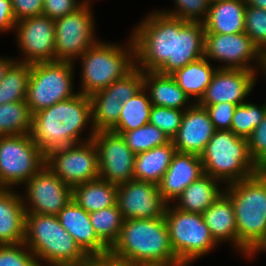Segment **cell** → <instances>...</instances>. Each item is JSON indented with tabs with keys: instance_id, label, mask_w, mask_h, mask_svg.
Here are the masks:
<instances>
[{
	"instance_id": "cell-1",
	"label": "cell",
	"mask_w": 266,
	"mask_h": 266,
	"mask_svg": "<svg viewBox=\"0 0 266 266\" xmlns=\"http://www.w3.org/2000/svg\"><path fill=\"white\" fill-rule=\"evenodd\" d=\"M136 67L171 75L204 56L205 28L160 11L150 12L134 27Z\"/></svg>"
},
{
	"instance_id": "cell-2",
	"label": "cell",
	"mask_w": 266,
	"mask_h": 266,
	"mask_svg": "<svg viewBox=\"0 0 266 266\" xmlns=\"http://www.w3.org/2000/svg\"><path fill=\"white\" fill-rule=\"evenodd\" d=\"M90 122L92 123L90 98L78 93L70 99L32 114L30 135L38 147L47 154L56 148L92 140L95 130L89 131L86 139L81 138L82 132Z\"/></svg>"
},
{
	"instance_id": "cell-3",
	"label": "cell",
	"mask_w": 266,
	"mask_h": 266,
	"mask_svg": "<svg viewBox=\"0 0 266 266\" xmlns=\"http://www.w3.org/2000/svg\"><path fill=\"white\" fill-rule=\"evenodd\" d=\"M108 255L133 265H183L171 247L164 217L124 220Z\"/></svg>"
},
{
	"instance_id": "cell-4",
	"label": "cell",
	"mask_w": 266,
	"mask_h": 266,
	"mask_svg": "<svg viewBox=\"0 0 266 266\" xmlns=\"http://www.w3.org/2000/svg\"><path fill=\"white\" fill-rule=\"evenodd\" d=\"M225 186L234 208L239 252L251 258L266 240V171Z\"/></svg>"
},
{
	"instance_id": "cell-5",
	"label": "cell",
	"mask_w": 266,
	"mask_h": 266,
	"mask_svg": "<svg viewBox=\"0 0 266 266\" xmlns=\"http://www.w3.org/2000/svg\"><path fill=\"white\" fill-rule=\"evenodd\" d=\"M24 244L39 266H70L89 259L55 215L26 213Z\"/></svg>"
},
{
	"instance_id": "cell-6",
	"label": "cell",
	"mask_w": 266,
	"mask_h": 266,
	"mask_svg": "<svg viewBox=\"0 0 266 266\" xmlns=\"http://www.w3.org/2000/svg\"><path fill=\"white\" fill-rule=\"evenodd\" d=\"M81 60V94L90 96L125 77L136 67L135 44L130 35L125 46L98 41L87 49Z\"/></svg>"
},
{
	"instance_id": "cell-7",
	"label": "cell",
	"mask_w": 266,
	"mask_h": 266,
	"mask_svg": "<svg viewBox=\"0 0 266 266\" xmlns=\"http://www.w3.org/2000/svg\"><path fill=\"white\" fill-rule=\"evenodd\" d=\"M204 174L230 184L248 179L261 170L253 162L247 139L230 130H215L200 155Z\"/></svg>"
},
{
	"instance_id": "cell-8",
	"label": "cell",
	"mask_w": 266,
	"mask_h": 266,
	"mask_svg": "<svg viewBox=\"0 0 266 266\" xmlns=\"http://www.w3.org/2000/svg\"><path fill=\"white\" fill-rule=\"evenodd\" d=\"M74 64L67 61H48L30 64L26 104L32 114L72 98Z\"/></svg>"
},
{
	"instance_id": "cell-9",
	"label": "cell",
	"mask_w": 266,
	"mask_h": 266,
	"mask_svg": "<svg viewBox=\"0 0 266 266\" xmlns=\"http://www.w3.org/2000/svg\"><path fill=\"white\" fill-rule=\"evenodd\" d=\"M164 219L177 259L186 266L219 245L211 236L203 215L181 211L168 204Z\"/></svg>"
},
{
	"instance_id": "cell-10",
	"label": "cell",
	"mask_w": 266,
	"mask_h": 266,
	"mask_svg": "<svg viewBox=\"0 0 266 266\" xmlns=\"http://www.w3.org/2000/svg\"><path fill=\"white\" fill-rule=\"evenodd\" d=\"M46 163L30 134L0 136V188L25 184Z\"/></svg>"
},
{
	"instance_id": "cell-11",
	"label": "cell",
	"mask_w": 266,
	"mask_h": 266,
	"mask_svg": "<svg viewBox=\"0 0 266 266\" xmlns=\"http://www.w3.org/2000/svg\"><path fill=\"white\" fill-rule=\"evenodd\" d=\"M91 2L84 3L75 12L69 13L55 23V61L74 63L99 40L95 38V20Z\"/></svg>"
},
{
	"instance_id": "cell-12",
	"label": "cell",
	"mask_w": 266,
	"mask_h": 266,
	"mask_svg": "<svg viewBox=\"0 0 266 266\" xmlns=\"http://www.w3.org/2000/svg\"><path fill=\"white\" fill-rule=\"evenodd\" d=\"M45 165L71 187L99 178L98 152L93 140L49 151Z\"/></svg>"
},
{
	"instance_id": "cell-13",
	"label": "cell",
	"mask_w": 266,
	"mask_h": 266,
	"mask_svg": "<svg viewBox=\"0 0 266 266\" xmlns=\"http://www.w3.org/2000/svg\"><path fill=\"white\" fill-rule=\"evenodd\" d=\"M204 56L208 60L221 62L218 69L263 70L262 52L244 33H205ZM254 60V61H253ZM257 66L251 63L255 62ZM224 63V64H223ZM261 67V68H260Z\"/></svg>"
},
{
	"instance_id": "cell-14",
	"label": "cell",
	"mask_w": 266,
	"mask_h": 266,
	"mask_svg": "<svg viewBox=\"0 0 266 266\" xmlns=\"http://www.w3.org/2000/svg\"><path fill=\"white\" fill-rule=\"evenodd\" d=\"M21 195L26 213L57 215L72 199V187L64 183L46 165L24 185Z\"/></svg>"
},
{
	"instance_id": "cell-15",
	"label": "cell",
	"mask_w": 266,
	"mask_h": 266,
	"mask_svg": "<svg viewBox=\"0 0 266 266\" xmlns=\"http://www.w3.org/2000/svg\"><path fill=\"white\" fill-rule=\"evenodd\" d=\"M98 152L99 178L120 185L134 179L135 154L120 134L98 131L92 138Z\"/></svg>"
},
{
	"instance_id": "cell-16",
	"label": "cell",
	"mask_w": 266,
	"mask_h": 266,
	"mask_svg": "<svg viewBox=\"0 0 266 266\" xmlns=\"http://www.w3.org/2000/svg\"><path fill=\"white\" fill-rule=\"evenodd\" d=\"M18 48L23 53L22 63L55 61V23L41 15L19 20L15 24Z\"/></svg>"
},
{
	"instance_id": "cell-17",
	"label": "cell",
	"mask_w": 266,
	"mask_h": 266,
	"mask_svg": "<svg viewBox=\"0 0 266 266\" xmlns=\"http://www.w3.org/2000/svg\"><path fill=\"white\" fill-rule=\"evenodd\" d=\"M116 203L125 220L164 217L168 205L157 184L134 179L117 185Z\"/></svg>"
},
{
	"instance_id": "cell-18",
	"label": "cell",
	"mask_w": 266,
	"mask_h": 266,
	"mask_svg": "<svg viewBox=\"0 0 266 266\" xmlns=\"http://www.w3.org/2000/svg\"><path fill=\"white\" fill-rule=\"evenodd\" d=\"M258 73L242 69H217L201 99V107L223 102L240 105L252 92Z\"/></svg>"
},
{
	"instance_id": "cell-19",
	"label": "cell",
	"mask_w": 266,
	"mask_h": 266,
	"mask_svg": "<svg viewBox=\"0 0 266 266\" xmlns=\"http://www.w3.org/2000/svg\"><path fill=\"white\" fill-rule=\"evenodd\" d=\"M214 132L215 128L205 107L194 103L184 110L181 125L171 141L178 152L200 156Z\"/></svg>"
},
{
	"instance_id": "cell-20",
	"label": "cell",
	"mask_w": 266,
	"mask_h": 266,
	"mask_svg": "<svg viewBox=\"0 0 266 266\" xmlns=\"http://www.w3.org/2000/svg\"><path fill=\"white\" fill-rule=\"evenodd\" d=\"M56 216L64 229L74 238L77 245L89 258L103 257L109 254V248L94 231L89 213L73 199Z\"/></svg>"
},
{
	"instance_id": "cell-21",
	"label": "cell",
	"mask_w": 266,
	"mask_h": 266,
	"mask_svg": "<svg viewBox=\"0 0 266 266\" xmlns=\"http://www.w3.org/2000/svg\"><path fill=\"white\" fill-rule=\"evenodd\" d=\"M202 175H204V170L199 155L177 151L158 184V190L163 199L171 204L185 188Z\"/></svg>"
},
{
	"instance_id": "cell-22",
	"label": "cell",
	"mask_w": 266,
	"mask_h": 266,
	"mask_svg": "<svg viewBox=\"0 0 266 266\" xmlns=\"http://www.w3.org/2000/svg\"><path fill=\"white\" fill-rule=\"evenodd\" d=\"M25 207L21 194L0 189V245L24 243Z\"/></svg>"
},
{
	"instance_id": "cell-23",
	"label": "cell",
	"mask_w": 266,
	"mask_h": 266,
	"mask_svg": "<svg viewBox=\"0 0 266 266\" xmlns=\"http://www.w3.org/2000/svg\"><path fill=\"white\" fill-rule=\"evenodd\" d=\"M143 88L148 91L152 106L186 110L194 104L171 75L143 71Z\"/></svg>"
},
{
	"instance_id": "cell-24",
	"label": "cell",
	"mask_w": 266,
	"mask_h": 266,
	"mask_svg": "<svg viewBox=\"0 0 266 266\" xmlns=\"http://www.w3.org/2000/svg\"><path fill=\"white\" fill-rule=\"evenodd\" d=\"M202 215L211 236L218 244L230 241L234 249L239 251L234 208L230 197L225 192Z\"/></svg>"
},
{
	"instance_id": "cell-25",
	"label": "cell",
	"mask_w": 266,
	"mask_h": 266,
	"mask_svg": "<svg viewBox=\"0 0 266 266\" xmlns=\"http://www.w3.org/2000/svg\"><path fill=\"white\" fill-rule=\"evenodd\" d=\"M246 0L211 3L203 22L205 33L234 34L245 31Z\"/></svg>"
},
{
	"instance_id": "cell-26",
	"label": "cell",
	"mask_w": 266,
	"mask_h": 266,
	"mask_svg": "<svg viewBox=\"0 0 266 266\" xmlns=\"http://www.w3.org/2000/svg\"><path fill=\"white\" fill-rule=\"evenodd\" d=\"M177 152L172 141L136 154L133 174L134 180L159 184Z\"/></svg>"
},
{
	"instance_id": "cell-27",
	"label": "cell",
	"mask_w": 266,
	"mask_h": 266,
	"mask_svg": "<svg viewBox=\"0 0 266 266\" xmlns=\"http://www.w3.org/2000/svg\"><path fill=\"white\" fill-rule=\"evenodd\" d=\"M219 182L221 181L209 175H202L183 190V193L175 199L178 203L173 206L184 212L203 214L224 193V189L219 188Z\"/></svg>"
},
{
	"instance_id": "cell-28",
	"label": "cell",
	"mask_w": 266,
	"mask_h": 266,
	"mask_svg": "<svg viewBox=\"0 0 266 266\" xmlns=\"http://www.w3.org/2000/svg\"><path fill=\"white\" fill-rule=\"evenodd\" d=\"M217 69L218 66L213 67L210 61L203 56L176 70L171 76L190 99L197 103L203 96Z\"/></svg>"
},
{
	"instance_id": "cell-29",
	"label": "cell",
	"mask_w": 266,
	"mask_h": 266,
	"mask_svg": "<svg viewBox=\"0 0 266 266\" xmlns=\"http://www.w3.org/2000/svg\"><path fill=\"white\" fill-rule=\"evenodd\" d=\"M72 199L86 212L92 213L116 204L117 185L95 179L72 187Z\"/></svg>"
},
{
	"instance_id": "cell-30",
	"label": "cell",
	"mask_w": 266,
	"mask_h": 266,
	"mask_svg": "<svg viewBox=\"0 0 266 266\" xmlns=\"http://www.w3.org/2000/svg\"><path fill=\"white\" fill-rule=\"evenodd\" d=\"M151 108L148 93L142 88L126 103H122L118 122L110 131L121 134L144 126L149 123Z\"/></svg>"
},
{
	"instance_id": "cell-31",
	"label": "cell",
	"mask_w": 266,
	"mask_h": 266,
	"mask_svg": "<svg viewBox=\"0 0 266 266\" xmlns=\"http://www.w3.org/2000/svg\"><path fill=\"white\" fill-rule=\"evenodd\" d=\"M92 123L90 130L110 131L118 122L122 110L121 99L104 95L100 90L89 96Z\"/></svg>"
},
{
	"instance_id": "cell-32",
	"label": "cell",
	"mask_w": 266,
	"mask_h": 266,
	"mask_svg": "<svg viewBox=\"0 0 266 266\" xmlns=\"http://www.w3.org/2000/svg\"><path fill=\"white\" fill-rule=\"evenodd\" d=\"M32 113L26 101L0 105V136L30 134Z\"/></svg>"
},
{
	"instance_id": "cell-33",
	"label": "cell",
	"mask_w": 266,
	"mask_h": 266,
	"mask_svg": "<svg viewBox=\"0 0 266 266\" xmlns=\"http://www.w3.org/2000/svg\"><path fill=\"white\" fill-rule=\"evenodd\" d=\"M30 76V64L16 61L0 82V105L25 101Z\"/></svg>"
},
{
	"instance_id": "cell-34",
	"label": "cell",
	"mask_w": 266,
	"mask_h": 266,
	"mask_svg": "<svg viewBox=\"0 0 266 266\" xmlns=\"http://www.w3.org/2000/svg\"><path fill=\"white\" fill-rule=\"evenodd\" d=\"M89 217L96 235L110 249L117 241L125 220L117 203L89 213Z\"/></svg>"
},
{
	"instance_id": "cell-35",
	"label": "cell",
	"mask_w": 266,
	"mask_h": 266,
	"mask_svg": "<svg viewBox=\"0 0 266 266\" xmlns=\"http://www.w3.org/2000/svg\"><path fill=\"white\" fill-rule=\"evenodd\" d=\"M265 116L266 103L258 106V104L246 101L236 106L230 131L239 137L247 139Z\"/></svg>"
},
{
	"instance_id": "cell-36",
	"label": "cell",
	"mask_w": 266,
	"mask_h": 266,
	"mask_svg": "<svg viewBox=\"0 0 266 266\" xmlns=\"http://www.w3.org/2000/svg\"><path fill=\"white\" fill-rule=\"evenodd\" d=\"M120 135L135 155L171 141L166 134L150 123Z\"/></svg>"
},
{
	"instance_id": "cell-37",
	"label": "cell",
	"mask_w": 266,
	"mask_h": 266,
	"mask_svg": "<svg viewBox=\"0 0 266 266\" xmlns=\"http://www.w3.org/2000/svg\"><path fill=\"white\" fill-rule=\"evenodd\" d=\"M143 88V71L135 67L125 77L112 82L106 88L100 90L104 95L121 99L126 103L130 98Z\"/></svg>"
},
{
	"instance_id": "cell-38",
	"label": "cell",
	"mask_w": 266,
	"mask_h": 266,
	"mask_svg": "<svg viewBox=\"0 0 266 266\" xmlns=\"http://www.w3.org/2000/svg\"><path fill=\"white\" fill-rule=\"evenodd\" d=\"M175 8L173 10H160V12L182 19L187 22H201L203 23L208 16L210 8L209 0H173Z\"/></svg>"
},
{
	"instance_id": "cell-39",
	"label": "cell",
	"mask_w": 266,
	"mask_h": 266,
	"mask_svg": "<svg viewBox=\"0 0 266 266\" xmlns=\"http://www.w3.org/2000/svg\"><path fill=\"white\" fill-rule=\"evenodd\" d=\"M184 115V110L152 106L149 123L159 128L170 140L176 135Z\"/></svg>"
},
{
	"instance_id": "cell-40",
	"label": "cell",
	"mask_w": 266,
	"mask_h": 266,
	"mask_svg": "<svg viewBox=\"0 0 266 266\" xmlns=\"http://www.w3.org/2000/svg\"><path fill=\"white\" fill-rule=\"evenodd\" d=\"M262 52L266 48V10L246 5L245 31Z\"/></svg>"
},
{
	"instance_id": "cell-41",
	"label": "cell",
	"mask_w": 266,
	"mask_h": 266,
	"mask_svg": "<svg viewBox=\"0 0 266 266\" xmlns=\"http://www.w3.org/2000/svg\"><path fill=\"white\" fill-rule=\"evenodd\" d=\"M0 266H39L34 253L24 244L0 245Z\"/></svg>"
},
{
	"instance_id": "cell-42",
	"label": "cell",
	"mask_w": 266,
	"mask_h": 266,
	"mask_svg": "<svg viewBox=\"0 0 266 266\" xmlns=\"http://www.w3.org/2000/svg\"><path fill=\"white\" fill-rule=\"evenodd\" d=\"M248 149L253 162L266 171V116L247 138Z\"/></svg>"
},
{
	"instance_id": "cell-43",
	"label": "cell",
	"mask_w": 266,
	"mask_h": 266,
	"mask_svg": "<svg viewBox=\"0 0 266 266\" xmlns=\"http://www.w3.org/2000/svg\"><path fill=\"white\" fill-rule=\"evenodd\" d=\"M236 106L228 102L205 106L215 130H230Z\"/></svg>"
},
{
	"instance_id": "cell-44",
	"label": "cell",
	"mask_w": 266,
	"mask_h": 266,
	"mask_svg": "<svg viewBox=\"0 0 266 266\" xmlns=\"http://www.w3.org/2000/svg\"><path fill=\"white\" fill-rule=\"evenodd\" d=\"M83 4L82 0L80 2L79 0H43L42 15L56 20L75 12Z\"/></svg>"
},
{
	"instance_id": "cell-45",
	"label": "cell",
	"mask_w": 266,
	"mask_h": 266,
	"mask_svg": "<svg viewBox=\"0 0 266 266\" xmlns=\"http://www.w3.org/2000/svg\"><path fill=\"white\" fill-rule=\"evenodd\" d=\"M15 21L41 16L43 0H10Z\"/></svg>"
},
{
	"instance_id": "cell-46",
	"label": "cell",
	"mask_w": 266,
	"mask_h": 266,
	"mask_svg": "<svg viewBox=\"0 0 266 266\" xmlns=\"http://www.w3.org/2000/svg\"><path fill=\"white\" fill-rule=\"evenodd\" d=\"M15 17L10 0H0V33L15 29Z\"/></svg>"
},
{
	"instance_id": "cell-47",
	"label": "cell",
	"mask_w": 266,
	"mask_h": 266,
	"mask_svg": "<svg viewBox=\"0 0 266 266\" xmlns=\"http://www.w3.org/2000/svg\"><path fill=\"white\" fill-rule=\"evenodd\" d=\"M100 266H135L128 262L116 260L111 256L94 257L93 258Z\"/></svg>"
},
{
	"instance_id": "cell-48",
	"label": "cell",
	"mask_w": 266,
	"mask_h": 266,
	"mask_svg": "<svg viewBox=\"0 0 266 266\" xmlns=\"http://www.w3.org/2000/svg\"><path fill=\"white\" fill-rule=\"evenodd\" d=\"M16 59L0 56V82L4 79L8 69L16 62Z\"/></svg>"
},
{
	"instance_id": "cell-49",
	"label": "cell",
	"mask_w": 266,
	"mask_h": 266,
	"mask_svg": "<svg viewBox=\"0 0 266 266\" xmlns=\"http://www.w3.org/2000/svg\"><path fill=\"white\" fill-rule=\"evenodd\" d=\"M246 5L266 10V0H246Z\"/></svg>"
},
{
	"instance_id": "cell-50",
	"label": "cell",
	"mask_w": 266,
	"mask_h": 266,
	"mask_svg": "<svg viewBox=\"0 0 266 266\" xmlns=\"http://www.w3.org/2000/svg\"><path fill=\"white\" fill-rule=\"evenodd\" d=\"M70 266H100L93 258H89L86 262Z\"/></svg>"
},
{
	"instance_id": "cell-51",
	"label": "cell",
	"mask_w": 266,
	"mask_h": 266,
	"mask_svg": "<svg viewBox=\"0 0 266 266\" xmlns=\"http://www.w3.org/2000/svg\"><path fill=\"white\" fill-rule=\"evenodd\" d=\"M266 251V240L265 242L260 246V248L252 255V257H254V255H256V253L261 252V251Z\"/></svg>"
},
{
	"instance_id": "cell-52",
	"label": "cell",
	"mask_w": 266,
	"mask_h": 266,
	"mask_svg": "<svg viewBox=\"0 0 266 266\" xmlns=\"http://www.w3.org/2000/svg\"><path fill=\"white\" fill-rule=\"evenodd\" d=\"M262 61H263V64L265 65L266 64V48L262 51Z\"/></svg>"
},
{
	"instance_id": "cell-53",
	"label": "cell",
	"mask_w": 266,
	"mask_h": 266,
	"mask_svg": "<svg viewBox=\"0 0 266 266\" xmlns=\"http://www.w3.org/2000/svg\"><path fill=\"white\" fill-rule=\"evenodd\" d=\"M135 266H186V265H135Z\"/></svg>"
},
{
	"instance_id": "cell-54",
	"label": "cell",
	"mask_w": 266,
	"mask_h": 266,
	"mask_svg": "<svg viewBox=\"0 0 266 266\" xmlns=\"http://www.w3.org/2000/svg\"><path fill=\"white\" fill-rule=\"evenodd\" d=\"M210 3H216V2H221V1H226V0H209Z\"/></svg>"
},
{
	"instance_id": "cell-55",
	"label": "cell",
	"mask_w": 266,
	"mask_h": 266,
	"mask_svg": "<svg viewBox=\"0 0 266 266\" xmlns=\"http://www.w3.org/2000/svg\"><path fill=\"white\" fill-rule=\"evenodd\" d=\"M263 72H265V73H263V74L266 75V64H265L264 67H263Z\"/></svg>"
},
{
	"instance_id": "cell-56",
	"label": "cell",
	"mask_w": 266,
	"mask_h": 266,
	"mask_svg": "<svg viewBox=\"0 0 266 266\" xmlns=\"http://www.w3.org/2000/svg\"><path fill=\"white\" fill-rule=\"evenodd\" d=\"M84 3H89L92 0H82Z\"/></svg>"
}]
</instances>
